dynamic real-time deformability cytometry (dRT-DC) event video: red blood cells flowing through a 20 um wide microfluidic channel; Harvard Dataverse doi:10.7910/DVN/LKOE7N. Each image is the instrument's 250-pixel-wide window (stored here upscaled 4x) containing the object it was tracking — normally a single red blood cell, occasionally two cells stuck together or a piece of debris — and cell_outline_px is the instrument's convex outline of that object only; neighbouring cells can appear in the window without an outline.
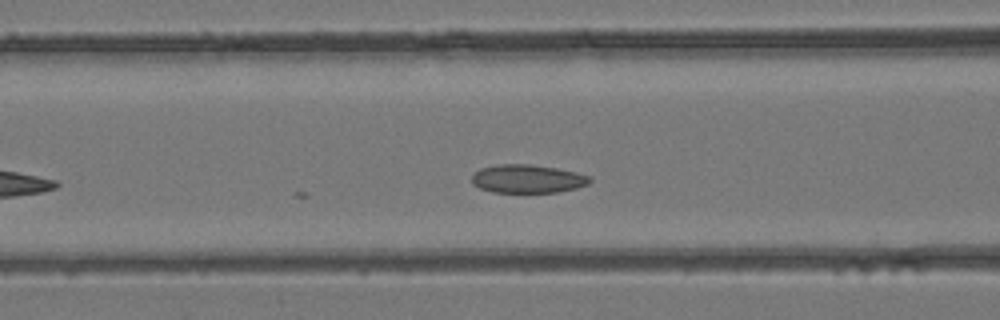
{"species": "common noctule bat (a hibernating species)", "species_latin": "Nyctalus noctula", "temperature_condition": "room temperature", "stored_images_in_passage": 8, "camera_frame_rate_fps": 3000, "um_per_image_px": 0.085, "animal": {"sex": "female", "body_mass_g": 24.6, "forearm_length_mm": 56.2}, "frame": {"image": 1, "passage_image": 8, "time_ms": 2.333, "image_size_px": [1000, 320], "cell_outline_px": [[592, 180], [588, 184], [576, 188], [560, 192], [492, 192], [480, 188], [472, 184], [472, 176], [480, 168], [496, 164], [528, 164], [556, 168], [576, 172], [592, 176]], "centroid_in_image_um": [44.85, 15.2], "position_along_channel_um": 121.7, "area_um2": 19.59}}